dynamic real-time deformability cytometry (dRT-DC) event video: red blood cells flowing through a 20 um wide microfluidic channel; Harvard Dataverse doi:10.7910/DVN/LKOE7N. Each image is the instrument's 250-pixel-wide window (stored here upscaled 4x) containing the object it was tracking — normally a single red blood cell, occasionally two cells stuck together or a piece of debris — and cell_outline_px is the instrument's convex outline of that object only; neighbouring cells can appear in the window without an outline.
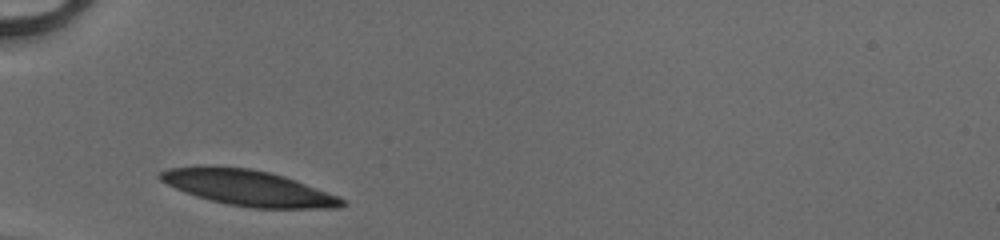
{"species": "human", "species_latin": "Homo sapiens", "temperature_condition": "cold", "stored_images_in_passage": 27, "camera_frame_rate_fps": 3000, "um_per_image_px": 0.085, "donor": {"sex": "male"}, "frame": {"image": 1, "passage_image": 1, "time_ms": 0.0, "image_size_px": [1000, 240], "cell_outline_px": [[344, 204], [340, 208], [252, 208], [228, 204], [196, 196], [184, 192], [160, 180], [156, 176], [160, 172], [168, 168], [248, 168], [268, 172], [284, 176], [296, 180], [340, 196], [344, 200]], "centroid_in_image_um": [21.18, 16.0], "position_along_channel_um": 63.8, "area_um2": 36.82}}
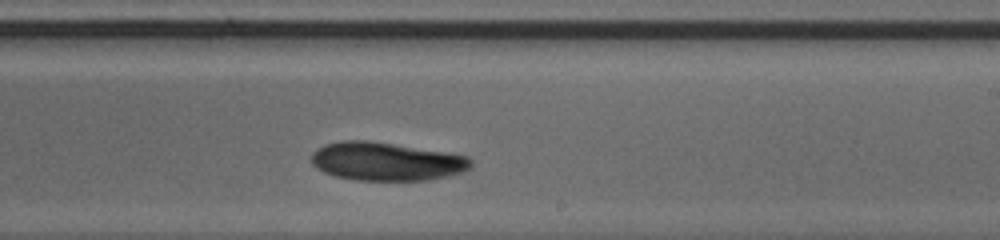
{"frame": {"image": 2, "passage_image": 16, "time_ms": 5.0, "image_size_px": [1000, 240], "cell_outline_px": [[472, 168], [464, 172], [448, 176], [428, 180], [356, 180], [336, 176], [324, 172], [316, 168], [312, 164], [312, 152], [316, 148], [324, 144], [340, 140], [368, 140], [448, 152], [468, 156], [472, 160]], "centroid_in_image_um": [32.85, 13.71], "position_along_channel_um": 256.1, "area_um2": 36.01}}
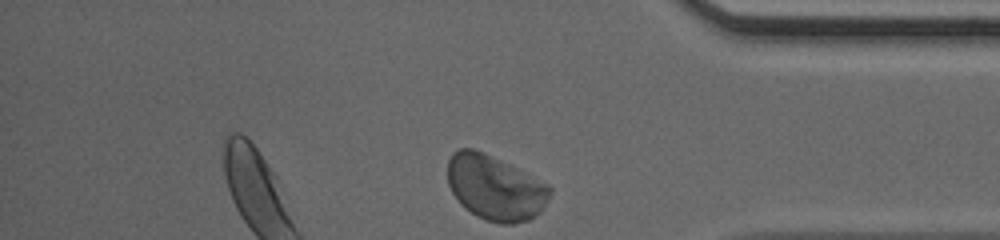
{"frame": {"image": 3, "passage_image": 27, "time_ms": 8.667, "image_size_px": [1000, 240], "cell_outline_px": [[552, 192], [540, 212], [536, 216], [528, 220], [516, 224], [500, 224], [484, 220], [464, 208], [460, 204], [452, 192], [448, 184], [448, 160], [452, 152], [460, 148], [472, 148], [492, 156], [548, 184], [552, 188]], "centroid_in_image_um": [42.07, 15.97], "position_along_channel_um": 393.1, "area_um2": 38.73}, "authors_computed_cell_mechanics": {"area_um2": 36.0672, "velocity_mm_per_s": 4.043, "shape_relaxation_time_tau1_ms": 3.517, "shape_relaxation_time_tau2_ms": 4.893, "deformation_change_tau1": 0.0948, "deformation_change_tau2": 0.0692}}